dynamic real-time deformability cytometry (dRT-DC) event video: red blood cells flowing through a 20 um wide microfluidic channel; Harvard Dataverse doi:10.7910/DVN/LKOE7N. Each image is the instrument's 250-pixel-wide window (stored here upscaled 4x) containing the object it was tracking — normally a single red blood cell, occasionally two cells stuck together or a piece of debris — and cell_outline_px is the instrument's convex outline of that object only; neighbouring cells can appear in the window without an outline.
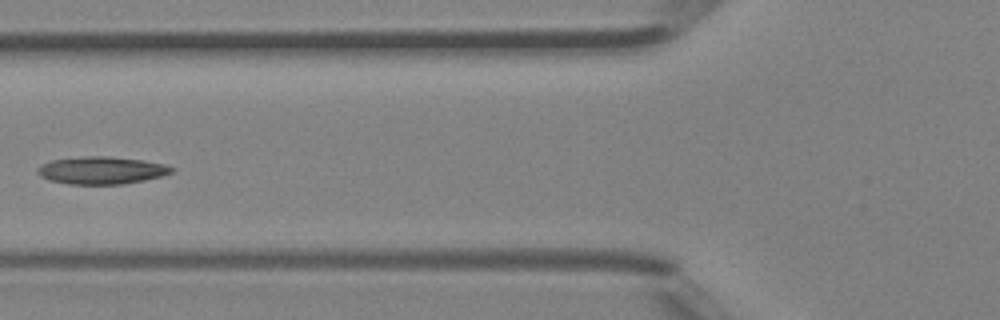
{"species": "Egyptian fruit bat (a non-hibernating species)", "species_latin": "Rousettus aegyptiacus", "temperature_condition": "room temperature", "stored_images_in_passage": 5, "camera_frame_rate_fps": 3000, "um_per_image_px": 0.085, "animal": {"sex": "female"}, "frame": {"image": 1, "passage_image": 5, "time_ms": 1.333, "image_size_px": [1000, 320], "cell_outline_px": [[176, 168], [172, 172], [160, 176], [144, 180], [120, 184], [68, 184], [48, 180], [40, 176], [36, 172], [36, 168], [40, 164], [52, 160], [84, 156], [108, 156], [144, 160], [164, 164]], "centroid_in_image_um": [8.59, 14.47], "position_along_channel_um": 117.2, "area_um2": 21.56}}